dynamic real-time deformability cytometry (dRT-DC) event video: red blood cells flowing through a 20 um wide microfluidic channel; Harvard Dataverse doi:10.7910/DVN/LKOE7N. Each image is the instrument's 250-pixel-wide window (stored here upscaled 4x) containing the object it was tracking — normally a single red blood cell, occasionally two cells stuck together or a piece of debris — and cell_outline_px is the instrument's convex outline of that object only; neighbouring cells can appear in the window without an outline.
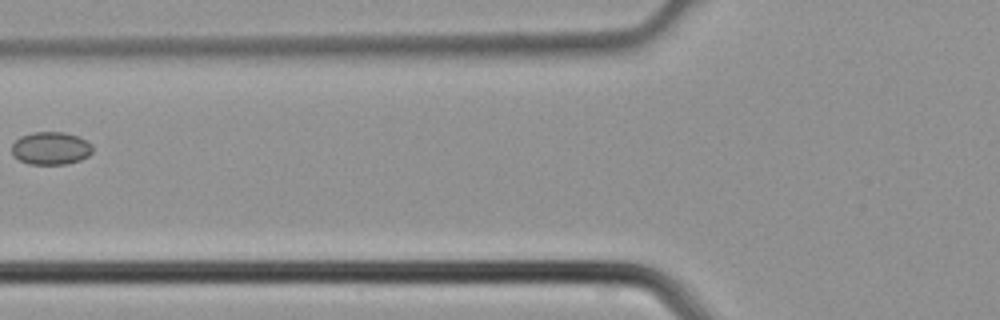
{"species": "common noctule bat (a hibernating species)", "species_latin": "Nyctalus noctula", "temperature_condition": "cold", "stored_images_in_passage": 4, "camera_frame_rate_fps": 3000, "um_per_image_px": 0.085, "animal": {"sex": "male", "body_mass_g": 21.5, "forearm_length_mm": 52.0}, "frame": {"image": 1, "passage_image": 4, "time_ms": 1.0, "image_size_px": [1000, 320], "cell_outline_px": [[92, 152], [88, 156], [80, 160], [64, 164], [28, 164], [12, 156], [12, 144], [20, 136], [32, 132], [64, 132], [76, 136], [92, 144]], "centroid_in_image_um": [4.29, 12.6], "position_along_channel_um": 121.5, "area_um2": 15.43}}